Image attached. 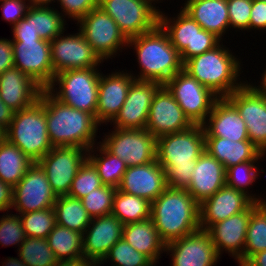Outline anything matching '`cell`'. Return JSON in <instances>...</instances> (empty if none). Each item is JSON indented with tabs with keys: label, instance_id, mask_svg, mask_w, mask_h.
I'll use <instances>...</instances> for the list:
<instances>
[{
	"label": "cell",
	"instance_id": "cell-42",
	"mask_svg": "<svg viewBox=\"0 0 266 266\" xmlns=\"http://www.w3.org/2000/svg\"><path fill=\"white\" fill-rule=\"evenodd\" d=\"M107 260H110L113 266H156L148 256L135 250L123 238L110 248L98 264L107 263Z\"/></svg>",
	"mask_w": 266,
	"mask_h": 266
},
{
	"label": "cell",
	"instance_id": "cell-45",
	"mask_svg": "<svg viewBox=\"0 0 266 266\" xmlns=\"http://www.w3.org/2000/svg\"><path fill=\"white\" fill-rule=\"evenodd\" d=\"M6 213L0 217V245L6 247L18 244L19 249L26 238L21 218L17 213Z\"/></svg>",
	"mask_w": 266,
	"mask_h": 266
},
{
	"label": "cell",
	"instance_id": "cell-13",
	"mask_svg": "<svg viewBox=\"0 0 266 266\" xmlns=\"http://www.w3.org/2000/svg\"><path fill=\"white\" fill-rule=\"evenodd\" d=\"M87 152L78 146L53 147L37 162L57 197L68 195L77 171L87 159Z\"/></svg>",
	"mask_w": 266,
	"mask_h": 266
},
{
	"label": "cell",
	"instance_id": "cell-35",
	"mask_svg": "<svg viewBox=\"0 0 266 266\" xmlns=\"http://www.w3.org/2000/svg\"><path fill=\"white\" fill-rule=\"evenodd\" d=\"M46 240L58 261L83 257V235L56 224Z\"/></svg>",
	"mask_w": 266,
	"mask_h": 266
},
{
	"label": "cell",
	"instance_id": "cell-52",
	"mask_svg": "<svg viewBox=\"0 0 266 266\" xmlns=\"http://www.w3.org/2000/svg\"><path fill=\"white\" fill-rule=\"evenodd\" d=\"M12 204L13 188L0 180V212H9L12 208Z\"/></svg>",
	"mask_w": 266,
	"mask_h": 266
},
{
	"label": "cell",
	"instance_id": "cell-9",
	"mask_svg": "<svg viewBox=\"0 0 266 266\" xmlns=\"http://www.w3.org/2000/svg\"><path fill=\"white\" fill-rule=\"evenodd\" d=\"M105 13L114 19L127 39L153 30L159 24V11L149 0H99Z\"/></svg>",
	"mask_w": 266,
	"mask_h": 266
},
{
	"label": "cell",
	"instance_id": "cell-22",
	"mask_svg": "<svg viewBox=\"0 0 266 266\" xmlns=\"http://www.w3.org/2000/svg\"><path fill=\"white\" fill-rule=\"evenodd\" d=\"M101 73L98 86L96 120L101 124L111 122L125 102L128 89L135 79L134 73L118 71Z\"/></svg>",
	"mask_w": 266,
	"mask_h": 266
},
{
	"label": "cell",
	"instance_id": "cell-57",
	"mask_svg": "<svg viewBox=\"0 0 266 266\" xmlns=\"http://www.w3.org/2000/svg\"><path fill=\"white\" fill-rule=\"evenodd\" d=\"M2 266H27L20 258L8 257Z\"/></svg>",
	"mask_w": 266,
	"mask_h": 266
},
{
	"label": "cell",
	"instance_id": "cell-7",
	"mask_svg": "<svg viewBox=\"0 0 266 266\" xmlns=\"http://www.w3.org/2000/svg\"><path fill=\"white\" fill-rule=\"evenodd\" d=\"M98 68L69 69L57 73L46 90L61 103L88 112L96 118L101 75ZM57 85L58 89L55 87Z\"/></svg>",
	"mask_w": 266,
	"mask_h": 266
},
{
	"label": "cell",
	"instance_id": "cell-6",
	"mask_svg": "<svg viewBox=\"0 0 266 266\" xmlns=\"http://www.w3.org/2000/svg\"><path fill=\"white\" fill-rule=\"evenodd\" d=\"M6 139L33 162H38L53 148L47 133L45 89L33 105L14 112Z\"/></svg>",
	"mask_w": 266,
	"mask_h": 266
},
{
	"label": "cell",
	"instance_id": "cell-34",
	"mask_svg": "<svg viewBox=\"0 0 266 266\" xmlns=\"http://www.w3.org/2000/svg\"><path fill=\"white\" fill-rule=\"evenodd\" d=\"M53 209L57 224L82 235L92 219L83 207L81 199L69 195L58 196Z\"/></svg>",
	"mask_w": 266,
	"mask_h": 266
},
{
	"label": "cell",
	"instance_id": "cell-25",
	"mask_svg": "<svg viewBox=\"0 0 266 266\" xmlns=\"http://www.w3.org/2000/svg\"><path fill=\"white\" fill-rule=\"evenodd\" d=\"M253 202L245 193L223 186L199 205L200 229L208 230L213 224L245 211Z\"/></svg>",
	"mask_w": 266,
	"mask_h": 266
},
{
	"label": "cell",
	"instance_id": "cell-56",
	"mask_svg": "<svg viewBox=\"0 0 266 266\" xmlns=\"http://www.w3.org/2000/svg\"><path fill=\"white\" fill-rule=\"evenodd\" d=\"M261 79H260V85L257 86L255 84H251L248 81L246 82L257 94L263 96L264 98H266V69L264 70V72L261 75Z\"/></svg>",
	"mask_w": 266,
	"mask_h": 266
},
{
	"label": "cell",
	"instance_id": "cell-53",
	"mask_svg": "<svg viewBox=\"0 0 266 266\" xmlns=\"http://www.w3.org/2000/svg\"><path fill=\"white\" fill-rule=\"evenodd\" d=\"M14 116L12 111L1 99H0V127L7 130Z\"/></svg>",
	"mask_w": 266,
	"mask_h": 266
},
{
	"label": "cell",
	"instance_id": "cell-29",
	"mask_svg": "<svg viewBox=\"0 0 266 266\" xmlns=\"http://www.w3.org/2000/svg\"><path fill=\"white\" fill-rule=\"evenodd\" d=\"M183 9L202 29L222 36L230 28L227 0H187Z\"/></svg>",
	"mask_w": 266,
	"mask_h": 266
},
{
	"label": "cell",
	"instance_id": "cell-47",
	"mask_svg": "<svg viewBox=\"0 0 266 266\" xmlns=\"http://www.w3.org/2000/svg\"><path fill=\"white\" fill-rule=\"evenodd\" d=\"M59 2L63 17L72 18L77 22L82 19L89 11L99 5V0H56Z\"/></svg>",
	"mask_w": 266,
	"mask_h": 266
},
{
	"label": "cell",
	"instance_id": "cell-39",
	"mask_svg": "<svg viewBox=\"0 0 266 266\" xmlns=\"http://www.w3.org/2000/svg\"><path fill=\"white\" fill-rule=\"evenodd\" d=\"M258 160H250L231 166L226 169V185L239 190L249 196L254 202L265 203L266 200L256 194H249L248 188L254 183L260 174ZM256 164V165H255ZM259 172V173H258ZM257 178V179H256ZM248 187V188H247Z\"/></svg>",
	"mask_w": 266,
	"mask_h": 266
},
{
	"label": "cell",
	"instance_id": "cell-36",
	"mask_svg": "<svg viewBox=\"0 0 266 266\" xmlns=\"http://www.w3.org/2000/svg\"><path fill=\"white\" fill-rule=\"evenodd\" d=\"M112 214L124 225L143 221L151 217V202L117 189L113 198Z\"/></svg>",
	"mask_w": 266,
	"mask_h": 266
},
{
	"label": "cell",
	"instance_id": "cell-16",
	"mask_svg": "<svg viewBox=\"0 0 266 266\" xmlns=\"http://www.w3.org/2000/svg\"><path fill=\"white\" fill-rule=\"evenodd\" d=\"M13 56L14 67L30 76L43 89L50 86L55 76L50 41L41 39L13 42Z\"/></svg>",
	"mask_w": 266,
	"mask_h": 266
},
{
	"label": "cell",
	"instance_id": "cell-49",
	"mask_svg": "<svg viewBox=\"0 0 266 266\" xmlns=\"http://www.w3.org/2000/svg\"><path fill=\"white\" fill-rule=\"evenodd\" d=\"M12 42H20L21 40H41L38 32L33 28V6L29 9L24 18L12 27Z\"/></svg>",
	"mask_w": 266,
	"mask_h": 266
},
{
	"label": "cell",
	"instance_id": "cell-12",
	"mask_svg": "<svg viewBox=\"0 0 266 266\" xmlns=\"http://www.w3.org/2000/svg\"><path fill=\"white\" fill-rule=\"evenodd\" d=\"M78 24L80 27L78 31L103 61L115 58L120 48L127 47L128 39L120 31L114 19L100 7L89 11L77 22Z\"/></svg>",
	"mask_w": 266,
	"mask_h": 266
},
{
	"label": "cell",
	"instance_id": "cell-40",
	"mask_svg": "<svg viewBox=\"0 0 266 266\" xmlns=\"http://www.w3.org/2000/svg\"><path fill=\"white\" fill-rule=\"evenodd\" d=\"M17 250L27 266H55L58 262L46 239L26 237Z\"/></svg>",
	"mask_w": 266,
	"mask_h": 266
},
{
	"label": "cell",
	"instance_id": "cell-21",
	"mask_svg": "<svg viewBox=\"0 0 266 266\" xmlns=\"http://www.w3.org/2000/svg\"><path fill=\"white\" fill-rule=\"evenodd\" d=\"M251 205L238 214L213 224L207 231L219 256L223 251L232 255L238 264H244V248Z\"/></svg>",
	"mask_w": 266,
	"mask_h": 266
},
{
	"label": "cell",
	"instance_id": "cell-33",
	"mask_svg": "<svg viewBox=\"0 0 266 266\" xmlns=\"http://www.w3.org/2000/svg\"><path fill=\"white\" fill-rule=\"evenodd\" d=\"M98 143L100 145L96 144V146L94 145L88 150L87 159L97 169L98 175L104 185L117 188L127 170V165L120 158L110 153L100 142Z\"/></svg>",
	"mask_w": 266,
	"mask_h": 266
},
{
	"label": "cell",
	"instance_id": "cell-20",
	"mask_svg": "<svg viewBox=\"0 0 266 266\" xmlns=\"http://www.w3.org/2000/svg\"><path fill=\"white\" fill-rule=\"evenodd\" d=\"M159 82L134 79L130 85L122 108L110 122L118 129H145L149 108Z\"/></svg>",
	"mask_w": 266,
	"mask_h": 266
},
{
	"label": "cell",
	"instance_id": "cell-30",
	"mask_svg": "<svg viewBox=\"0 0 266 266\" xmlns=\"http://www.w3.org/2000/svg\"><path fill=\"white\" fill-rule=\"evenodd\" d=\"M205 151L222 163L225 169L250 160H263L266 155L251 141H231L221 137H205Z\"/></svg>",
	"mask_w": 266,
	"mask_h": 266
},
{
	"label": "cell",
	"instance_id": "cell-11",
	"mask_svg": "<svg viewBox=\"0 0 266 266\" xmlns=\"http://www.w3.org/2000/svg\"><path fill=\"white\" fill-rule=\"evenodd\" d=\"M165 86L193 125L205 123L219 98L184 70L176 73Z\"/></svg>",
	"mask_w": 266,
	"mask_h": 266
},
{
	"label": "cell",
	"instance_id": "cell-23",
	"mask_svg": "<svg viewBox=\"0 0 266 266\" xmlns=\"http://www.w3.org/2000/svg\"><path fill=\"white\" fill-rule=\"evenodd\" d=\"M123 227L124 224L112 213L92 218L83 233V257L102 261L110 248L122 239Z\"/></svg>",
	"mask_w": 266,
	"mask_h": 266
},
{
	"label": "cell",
	"instance_id": "cell-27",
	"mask_svg": "<svg viewBox=\"0 0 266 266\" xmlns=\"http://www.w3.org/2000/svg\"><path fill=\"white\" fill-rule=\"evenodd\" d=\"M42 90L30 76L16 67L0 75V99L14 112L33 105Z\"/></svg>",
	"mask_w": 266,
	"mask_h": 266
},
{
	"label": "cell",
	"instance_id": "cell-8",
	"mask_svg": "<svg viewBox=\"0 0 266 266\" xmlns=\"http://www.w3.org/2000/svg\"><path fill=\"white\" fill-rule=\"evenodd\" d=\"M176 16L168 18L164 12L159 11V25L168 34L183 63L214 49L222 42L214 33L202 29L183 9Z\"/></svg>",
	"mask_w": 266,
	"mask_h": 266
},
{
	"label": "cell",
	"instance_id": "cell-58",
	"mask_svg": "<svg viewBox=\"0 0 266 266\" xmlns=\"http://www.w3.org/2000/svg\"><path fill=\"white\" fill-rule=\"evenodd\" d=\"M29 6H49L55 2V0H27Z\"/></svg>",
	"mask_w": 266,
	"mask_h": 266
},
{
	"label": "cell",
	"instance_id": "cell-19",
	"mask_svg": "<svg viewBox=\"0 0 266 266\" xmlns=\"http://www.w3.org/2000/svg\"><path fill=\"white\" fill-rule=\"evenodd\" d=\"M192 125L172 93L165 85H161L153 96L145 129L157 139L184 131Z\"/></svg>",
	"mask_w": 266,
	"mask_h": 266
},
{
	"label": "cell",
	"instance_id": "cell-51",
	"mask_svg": "<svg viewBox=\"0 0 266 266\" xmlns=\"http://www.w3.org/2000/svg\"><path fill=\"white\" fill-rule=\"evenodd\" d=\"M14 67L13 42L11 38H0V75Z\"/></svg>",
	"mask_w": 266,
	"mask_h": 266
},
{
	"label": "cell",
	"instance_id": "cell-32",
	"mask_svg": "<svg viewBox=\"0 0 266 266\" xmlns=\"http://www.w3.org/2000/svg\"><path fill=\"white\" fill-rule=\"evenodd\" d=\"M17 146L5 139L0 144V180L14 188L33 164Z\"/></svg>",
	"mask_w": 266,
	"mask_h": 266
},
{
	"label": "cell",
	"instance_id": "cell-37",
	"mask_svg": "<svg viewBox=\"0 0 266 266\" xmlns=\"http://www.w3.org/2000/svg\"><path fill=\"white\" fill-rule=\"evenodd\" d=\"M264 250H266V202H253L246 234L244 264L254 254Z\"/></svg>",
	"mask_w": 266,
	"mask_h": 266
},
{
	"label": "cell",
	"instance_id": "cell-2",
	"mask_svg": "<svg viewBox=\"0 0 266 266\" xmlns=\"http://www.w3.org/2000/svg\"><path fill=\"white\" fill-rule=\"evenodd\" d=\"M127 47L136 51L141 71L137 80L155 81L165 85L183 70L180 53L171 44L168 34L158 24L153 30L128 39Z\"/></svg>",
	"mask_w": 266,
	"mask_h": 266
},
{
	"label": "cell",
	"instance_id": "cell-31",
	"mask_svg": "<svg viewBox=\"0 0 266 266\" xmlns=\"http://www.w3.org/2000/svg\"><path fill=\"white\" fill-rule=\"evenodd\" d=\"M122 238L135 250L148 256L155 264L165 252L166 243L160 238L151 218L125 224Z\"/></svg>",
	"mask_w": 266,
	"mask_h": 266
},
{
	"label": "cell",
	"instance_id": "cell-4",
	"mask_svg": "<svg viewBox=\"0 0 266 266\" xmlns=\"http://www.w3.org/2000/svg\"><path fill=\"white\" fill-rule=\"evenodd\" d=\"M199 203L186 189L167 187L151 203V219L167 244L200 229Z\"/></svg>",
	"mask_w": 266,
	"mask_h": 266
},
{
	"label": "cell",
	"instance_id": "cell-50",
	"mask_svg": "<svg viewBox=\"0 0 266 266\" xmlns=\"http://www.w3.org/2000/svg\"><path fill=\"white\" fill-rule=\"evenodd\" d=\"M266 30V1L252 0V9L249 22V31Z\"/></svg>",
	"mask_w": 266,
	"mask_h": 266
},
{
	"label": "cell",
	"instance_id": "cell-3",
	"mask_svg": "<svg viewBox=\"0 0 266 266\" xmlns=\"http://www.w3.org/2000/svg\"><path fill=\"white\" fill-rule=\"evenodd\" d=\"M45 111L47 133L53 147L78 146L89 150L96 145L100 124L92 114L61 103L46 89Z\"/></svg>",
	"mask_w": 266,
	"mask_h": 266
},
{
	"label": "cell",
	"instance_id": "cell-38",
	"mask_svg": "<svg viewBox=\"0 0 266 266\" xmlns=\"http://www.w3.org/2000/svg\"><path fill=\"white\" fill-rule=\"evenodd\" d=\"M65 22L62 12L57 9L51 6H33V28L41 39L51 42L66 31Z\"/></svg>",
	"mask_w": 266,
	"mask_h": 266
},
{
	"label": "cell",
	"instance_id": "cell-54",
	"mask_svg": "<svg viewBox=\"0 0 266 266\" xmlns=\"http://www.w3.org/2000/svg\"><path fill=\"white\" fill-rule=\"evenodd\" d=\"M97 262L82 257L76 260L58 261L55 266H96Z\"/></svg>",
	"mask_w": 266,
	"mask_h": 266
},
{
	"label": "cell",
	"instance_id": "cell-48",
	"mask_svg": "<svg viewBox=\"0 0 266 266\" xmlns=\"http://www.w3.org/2000/svg\"><path fill=\"white\" fill-rule=\"evenodd\" d=\"M3 20L7 21L12 27L25 17L29 4L27 0H0Z\"/></svg>",
	"mask_w": 266,
	"mask_h": 266
},
{
	"label": "cell",
	"instance_id": "cell-15",
	"mask_svg": "<svg viewBox=\"0 0 266 266\" xmlns=\"http://www.w3.org/2000/svg\"><path fill=\"white\" fill-rule=\"evenodd\" d=\"M63 33L50 42L55 74L69 69L98 67L101 62H104L80 31L71 35L67 34V36Z\"/></svg>",
	"mask_w": 266,
	"mask_h": 266
},
{
	"label": "cell",
	"instance_id": "cell-26",
	"mask_svg": "<svg viewBox=\"0 0 266 266\" xmlns=\"http://www.w3.org/2000/svg\"><path fill=\"white\" fill-rule=\"evenodd\" d=\"M205 137H221L231 141H250L245 121L226 98H218L203 124Z\"/></svg>",
	"mask_w": 266,
	"mask_h": 266
},
{
	"label": "cell",
	"instance_id": "cell-1",
	"mask_svg": "<svg viewBox=\"0 0 266 266\" xmlns=\"http://www.w3.org/2000/svg\"><path fill=\"white\" fill-rule=\"evenodd\" d=\"M205 151L203 125L157 138L156 159L165 170L166 185L172 189H187L196 160Z\"/></svg>",
	"mask_w": 266,
	"mask_h": 266
},
{
	"label": "cell",
	"instance_id": "cell-44",
	"mask_svg": "<svg viewBox=\"0 0 266 266\" xmlns=\"http://www.w3.org/2000/svg\"><path fill=\"white\" fill-rule=\"evenodd\" d=\"M103 185L97 169L88 159H86L77 171L68 195L81 199L91 191L100 188Z\"/></svg>",
	"mask_w": 266,
	"mask_h": 266
},
{
	"label": "cell",
	"instance_id": "cell-60",
	"mask_svg": "<svg viewBox=\"0 0 266 266\" xmlns=\"http://www.w3.org/2000/svg\"><path fill=\"white\" fill-rule=\"evenodd\" d=\"M149 1H150L151 3H153V5H155L156 3H158V2L160 3V2H162L163 0H162V1H161V0H160V1H159V0H149ZM155 2H156V3H155Z\"/></svg>",
	"mask_w": 266,
	"mask_h": 266
},
{
	"label": "cell",
	"instance_id": "cell-55",
	"mask_svg": "<svg viewBox=\"0 0 266 266\" xmlns=\"http://www.w3.org/2000/svg\"><path fill=\"white\" fill-rule=\"evenodd\" d=\"M246 266H266V250L254 254L246 263Z\"/></svg>",
	"mask_w": 266,
	"mask_h": 266
},
{
	"label": "cell",
	"instance_id": "cell-24",
	"mask_svg": "<svg viewBox=\"0 0 266 266\" xmlns=\"http://www.w3.org/2000/svg\"><path fill=\"white\" fill-rule=\"evenodd\" d=\"M167 188L165 170L157 159L142 166L127 167L118 190L144 198L151 203Z\"/></svg>",
	"mask_w": 266,
	"mask_h": 266
},
{
	"label": "cell",
	"instance_id": "cell-46",
	"mask_svg": "<svg viewBox=\"0 0 266 266\" xmlns=\"http://www.w3.org/2000/svg\"><path fill=\"white\" fill-rule=\"evenodd\" d=\"M230 28L249 30L252 0H227Z\"/></svg>",
	"mask_w": 266,
	"mask_h": 266
},
{
	"label": "cell",
	"instance_id": "cell-41",
	"mask_svg": "<svg viewBox=\"0 0 266 266\" xmlns=\"http://www.w3.org/2000/svg\"><path fill=\"white\" fill-rule=\"evenodd\" d=\"M18 214L21 218L26 237L46 239L57 224L53 207Z\"/></svg>",
	"mask_w": 266,
	"mask_h": 266
},
{
	"label": "cell",
	"instance_id": "cell-17",
	"mask_svg": "<svg viewBox=\"0 0 266 266\" xmlns=\"http://www.w3.org/2000/svg\"><path fill=\"white\" fill-rule=\"evenodd\" d=\"M245 121L249 140L266 154V98L247 83L226 97Z\"/></svg>",
	"mask_w": 266,
	"mask_h": 266
},
{
	"label": "cell",
	"instance_id": "cell-18",
	"mask_svg": "<svg viewBox=\"0 0 266 266\" xmlns=\"http://www.w3.org/2000/svg\"><path fill=\"white\" fill-rule=\"evenodd\" d=\"M172 266H216L221 258L207 230L198 229L166 244Z\"/></svg>",
	"mask_w": 266,
	"mask_h": 266
},
{
	"label": "cell",
	"instance_id": "cell-43",
	"mask_svg": "<svg viewBox=\"0 0 266 266\" xmlns=\"http://www.w3.org/2000/svg\"><path fill=\"white\" fill-rule=\"evenodd\" d=\"M116 190V187L103 185L81 198L83 207L91 218L112 213L113 198Z\"/></svg>",
	"mask_w": 266,
	"mask_h": 266
},
{
	"label": "cell",
	"instance_id": "cell-59",
	"mask_svg": "<svg viewBox=\"0 0 266 266\" xmlns=\"http://www.w3.org/2000/svg\"><path fill=\"white\" fill-rule=\"evenodd\" d=\"M6 139V130L0 127V144Z\"/></svg>",
	"mask_w": 266,
	"mask_h": 266
},
{
	"label": "cell",
	"instance_id": "cell-14",
	"mask_svg": "<svg viewBox=\"0 0 266 266\" xmlns=\"http://www.w3.org/2000/svg\"><path fill=\"white\" fill-rule=\"evenodd\" d=\"M57 196L48 182L41 166L34 162L24 177L13 188L12 209L18 213H28L52 208Z\"/></svg>",
	"mask_w": 266,
	"mask_h": 266
},
{
	"label": "cell",
	"instance_id": "cell-10",
	"mask_svg": "<svg viewBox=\"0 0 266 266\" xmlns=\"http://www.w3.org/2000/svg\"><path fill=\"white\" fill-rule=\"evenodd\" d=\"M111 132L104 134L100 143L127 167L142 166L156 160L157 139L148 130L114 128Z\"/></svg>",
	"mask_w": 266,
	"mask_h": 266
},
{
	"label": "cell",
	"instance_id": "cell-28",
	"mask_svg": "<svg viewBox=\"0 0 266 266\" xmlns=\"http://www.w3.org/2000/svg\"><path fill=\"white\" fill-rule=\"evenodd\" d=\"M191 176L190 185L186 190L199 204L226 185L224 165L207 151L196 160Z\"/></svg>",
	"mask_w": 266,
	"mask_h": 266
},
{
	"label": "cell",
	"instance_id": "cell-5",
	"mask_svg": "<svg viewBox=\"0 0 266 266\" xmlns=\"http://www.w3.org/2000/svg\"><path fill=\"white\" fill-rule=\"evenodd\" d=\"M222 43L214 49L190 58L183 70L219 98L227 97L246 82L240 81L241 62ZM238 79L240 82H238Z\"/></svg>",
	"mask_w": 266,
	"mask_h": 266
}]
</instances>
